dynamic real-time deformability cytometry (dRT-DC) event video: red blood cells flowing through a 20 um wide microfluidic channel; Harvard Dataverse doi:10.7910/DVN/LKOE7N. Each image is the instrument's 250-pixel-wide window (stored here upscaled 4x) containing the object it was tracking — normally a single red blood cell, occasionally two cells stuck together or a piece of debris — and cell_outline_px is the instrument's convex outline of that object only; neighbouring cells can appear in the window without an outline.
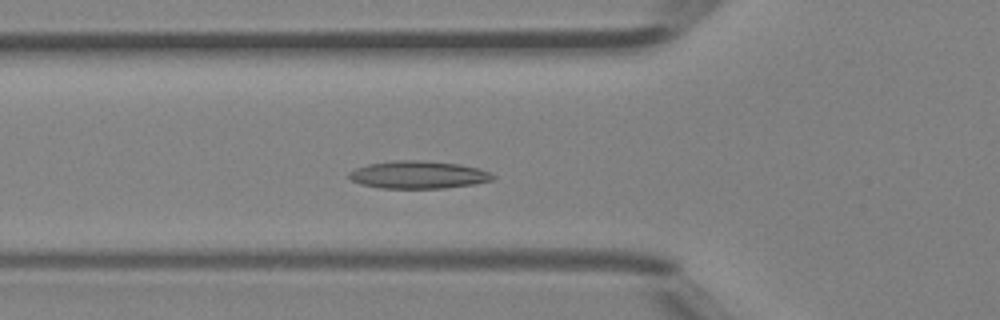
{"species": "Egyptian fruit bat (a non-hibernating species)", "species_latin": "Rousettus aegyptiacus", "temperature_condition": "room temperature", "stored_images_in_passage": 43, "camera_frame_rate_fps": 3000, "um_per_image_px": 0.085, "animal": {"sex": "female"}, "frame": {"image": 1, "passage_image": 13, "time_ms": 4.0, "image_size_px": [1000, 320], "cell_outline_px": [[496, 176], [492, 180], [472, 184], [444, 188], [380, 188], [360, 184], [352, 180], [348, 176], [348, 172], [356, 168], [368, 164], [396, 160], [416, 160], [460, 164], [476, 168], [488, 172]], "centroid_in_image_um": [35.51, 14.86], "position_along_channel_um": 90.3, "area_um2": 22.95}}
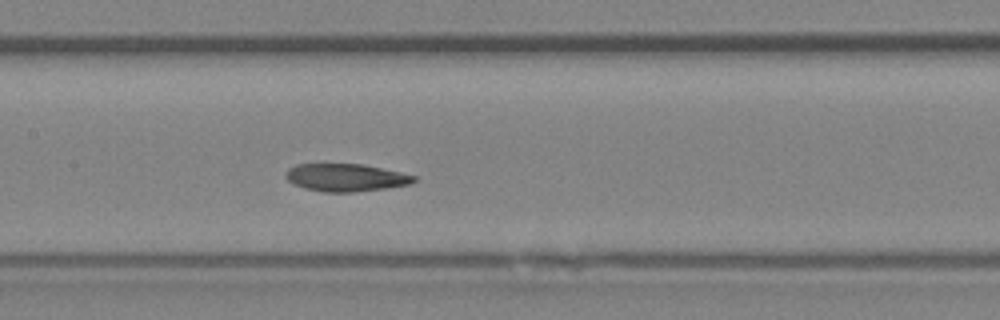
{"frame": {"image": 2, "passage_image": 19, "time_ms": 6.0, "image_size_px": [1000, 320], "cell_outline_px": [[416, 180], [408, 184], [388, 188], [356, 192], [324, 192], [304, 188], [292, 184], [284, 176], [284, 172], [288, 168], [296, 164], [364, 164], [400, 172], [416, 176]], "centroid_in_image_um": [29.35, 15.09], "position_along_channel_um": 178.1, "area_um2": 20.81}}
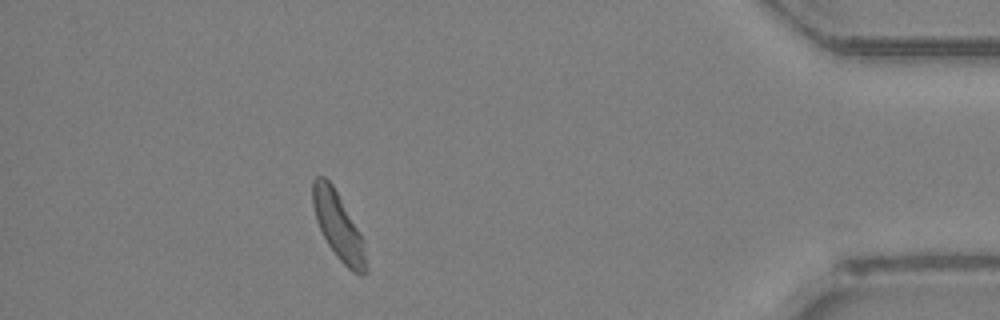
{"frame": {"image": 3, "passage_image": 38, "time_ms": 12.333, "image_size_px": [1000, 320], "cell_outline_px": [[368, 272], [364, 276], [360, 276], [352, 272], [336, 256], [328, 244], [316, 220], [312, 204], [312, 180], [316, 176], [324, 176], [332, 184], [360, 232], [368, 268]], "centroid_in_image_um": [28.75, 19.23], "position_along_channel_um": 406.4, "area_um2": 20.69}, "authors_computed_cell_mechanics": {"area_um2": 21.4438, "velocity_mm_per_s": 4.4006, "shape_relaxation_time_tau1_ms": null, "shape_relaxation_time_tau2_ms": 4.8098, "deformation_change_tau1": null, "deformation_change_tau2": 0.1167}}